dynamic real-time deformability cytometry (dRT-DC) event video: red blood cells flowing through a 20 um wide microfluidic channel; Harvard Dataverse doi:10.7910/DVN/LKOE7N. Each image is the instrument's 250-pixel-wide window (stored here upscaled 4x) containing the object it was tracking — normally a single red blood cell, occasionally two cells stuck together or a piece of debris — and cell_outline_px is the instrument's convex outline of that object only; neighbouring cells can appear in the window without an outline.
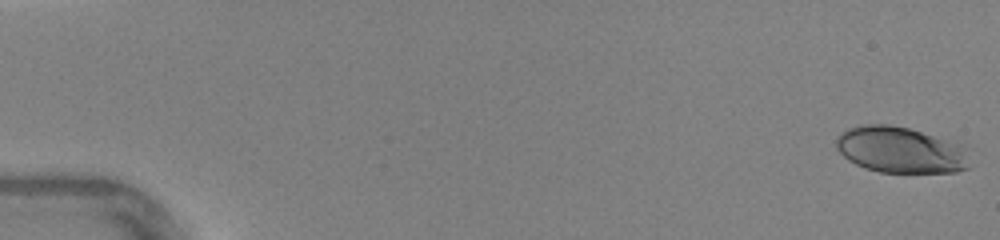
{"species": "human", "species_latin": "Homo sapiens", "temperature_condition": "warm", "stored_images_in_passage": 46, "camera_frame_rate_fps": 3000, "um_per_image_px": 0.085, "donor": {"sex": "female"}, "frame": {"image": 1, "passage_image": 1, "time_ms": 0.0, "image_size_px": [1000, 240], "cell_outline_px": [[972, 148], [968, 168], [956, 172], [880, 172], [864, 168], [848, 160], [836, 148], [836, 136], [840, 132], [848, 128], [864, 124], [888, 124], [908, 128], [960, 144]], "centroid_in_image_um": [76.57, 12.74], "position_along_channel_um": 8.4, "area_um2": 36.3}}
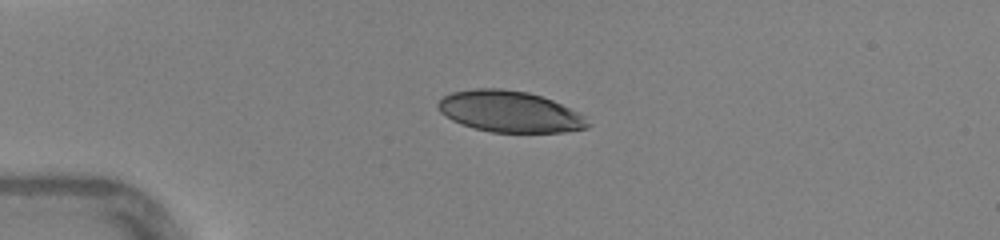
{"frame": {"image": 2, "passage_image": 12, "time_ms": 3.667, "image_size_px": [1000, 240], "cell_outline_px": [[592, 124], [588, 128], [564, 132], [492, 132], [472, 128], [452, 120], [440, 112], [436, 104], [444, 96], [452, 92], [476, 88], [500, 88], [528, 92], [552, 100], [584, 116]], "centroid_in_image_um": [43.31, 9.49], "position_along_channel_um": 41.7, "area_um2": 35.89}}
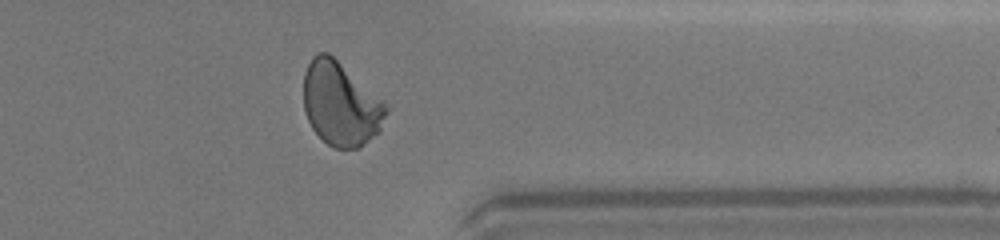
{"frame": {"image": 3, "passage_image": 38, "time_ms": 12.333, "image_size_px": [1000, 240], "cell_outline_px": [[388, 112], [380, 132], [356, 148], [332, 148], [312, 128], [304, 112], [304, 72], [312, 56], [316, 52], [328, 52], [384, 100], [388, 108]], "centroid_in_image_um": [28.96, 8.82], "position_along_channel_um": 382.4, "area_um2": 40.34}, "authors_computed_cell_mechanics": {"area_um2": 39.3907, "velocity_mm_per_s": 4.3828, "shape_relaxation_time_tau1_ms": 3.4094, "shape_relaxation_time_tau2_ms": 0.7067, "deformation_change_tau1": 0.1578, "deformation_change_tau2": 0.0599}}